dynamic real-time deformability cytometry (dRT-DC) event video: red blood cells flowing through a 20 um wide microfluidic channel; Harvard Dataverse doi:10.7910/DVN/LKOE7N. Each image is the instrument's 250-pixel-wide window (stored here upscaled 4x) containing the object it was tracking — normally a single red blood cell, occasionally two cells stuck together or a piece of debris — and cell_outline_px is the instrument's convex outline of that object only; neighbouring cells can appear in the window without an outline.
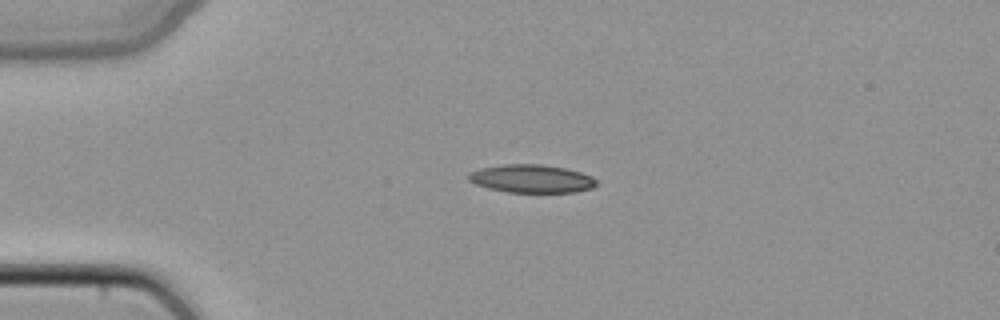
{"species": "common noctule bat (a hibernating species)", "species_latin": "Nyctalus noctula", "temperature_condition": "cold", "stored_images_in_passage": 38, "camera_frame_rate_fps": 3000, "um_per_image_px": 0.085, "animal": {"sex": "female", "body_mass_g": 22.7, "forearm_length_mm": 54.2}, "frame": {"image": 1, "passage_image": 1, "time_ms": 0.0, "image_size_px": [1000, 320], "cell_outline_px": [[596, 184], [592, 188], [576, 192], [508, 192], [488, 188], [476, 184], [468, 180], [468, 172], [480, 168], [504, 164], [540, 164], [564, 168], [580, 172], [592, 176], [596, 180]], "centroid_in_image_um": [45.16, 15.18], "position_along_channel_um": 39.8, "area_um2": 20.92}}
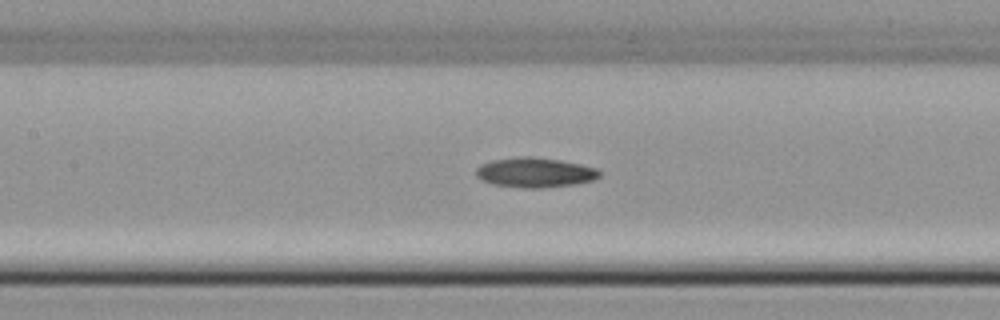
{"frame": {"image": 2, "passage_image": 12, "time_ms": 3.667, "image_size_px": [1000, 320], "cell_outline_px": [[600, 176], [592, 180], [576, 184], [544, 188], [520, 188], [492, 184], [480, 180], [476, 176], [476, 168], [480, 164], [492, 160], [520, 156], [532, 156], [560, 160], [580, 164], [596, 168], [600, 172]], "centroid_in_image_um": [45.43, 14.66], "position_along_channel_um": 162.0, "area_um2": 21.68}}
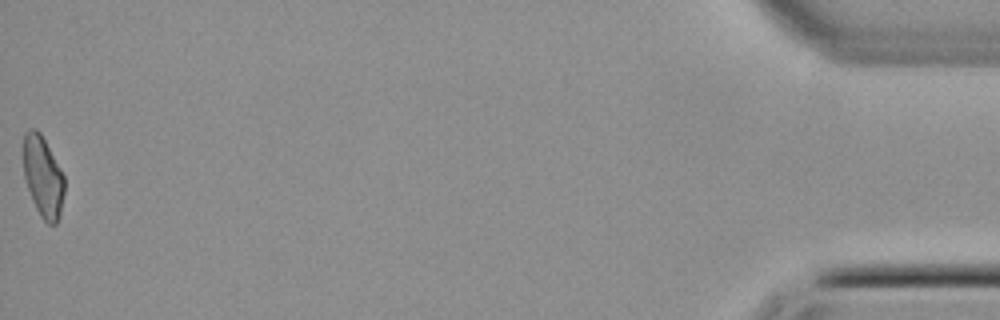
{"frame": {"image": 3, "passage_image": 38, "time_ms": 12.333, "image_size_px": [1000, 320], "cell_outline_px": [[64, 192], [60, 216], [56, 224], [48, 224], [40, 216], [32, 200], [24, 176], [24, 132], [28, 128], [36, 128], [40, 132], [64, 176]], "centroid_in_image_um": [3.65, 15.03], "position_along_channel_um": 431.5, "area_um2": 19.19}}